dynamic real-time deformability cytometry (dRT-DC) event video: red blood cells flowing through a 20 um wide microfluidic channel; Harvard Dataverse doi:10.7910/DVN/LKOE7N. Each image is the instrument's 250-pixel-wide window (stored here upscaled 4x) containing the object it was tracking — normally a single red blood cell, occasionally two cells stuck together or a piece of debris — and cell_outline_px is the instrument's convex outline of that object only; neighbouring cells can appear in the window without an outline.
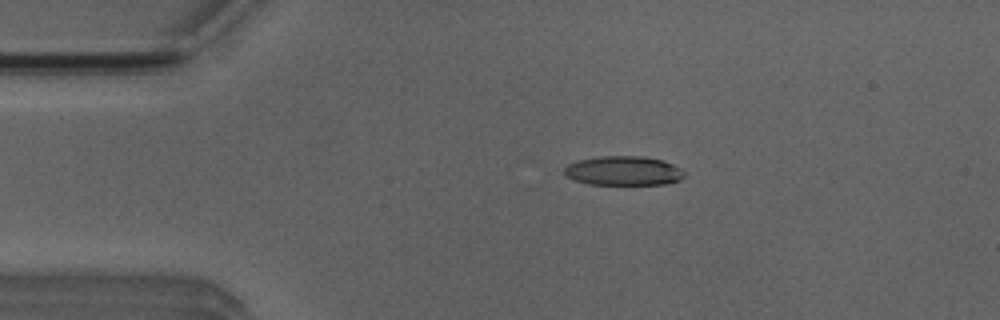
{"species": "Egyptian fruit bat (a non-hibernating species)", "species_latin": "Rousettus aegyptiacus", "temperature_condition": "room temperature", "stored_images_in_passage": 51, "camera_frame_rate_fps": 3000, "um_per_image_px": 0.085, "animal": {"sex": "male"}, "frame": {"image": 1, "passage_image": 10, "time_ms": 3.0, "image_size_px": [1000, 320], "cell_outline_px": [[684, 176], [680, 180], [664, 184], [588, 184], [572, 180], [564, 172], [564, 168], [568, 164], [576, 160], [600, 156], [640, 156], [664, 160], [680, 168], [684, 172]], "centroid_in_image_um": [52.97, 14.51], "position_along_channel_um": 32.0, "area_um2": 20.52}}
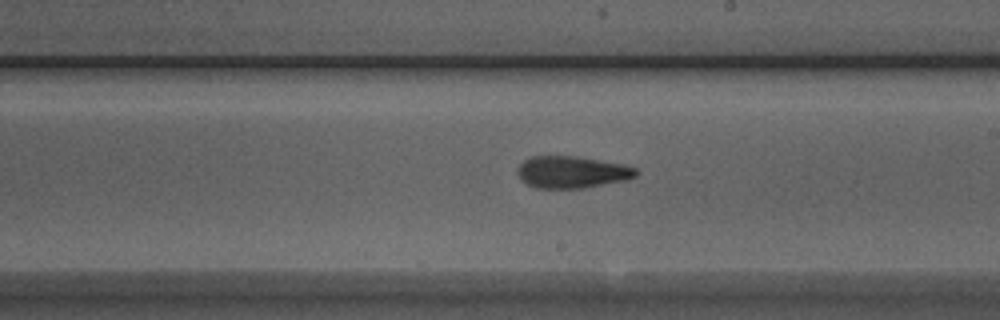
{"frame": {"image": 2, "passage_image": 29, "time_ms": 9.333, "image_size_px": [1000, 320], "cell_outline_px": [[636, 176], [628, 180], [584, 188], [536, 188], [528, 184], [516, 172], [516, 168], [524, 160], [532, 156], [576, 156], [624, 164], [636, 168]], "centroid_in_image_um": [48.63, 14.62], "position_along_channel_um": 240.4, "area_um2": 22.08}}
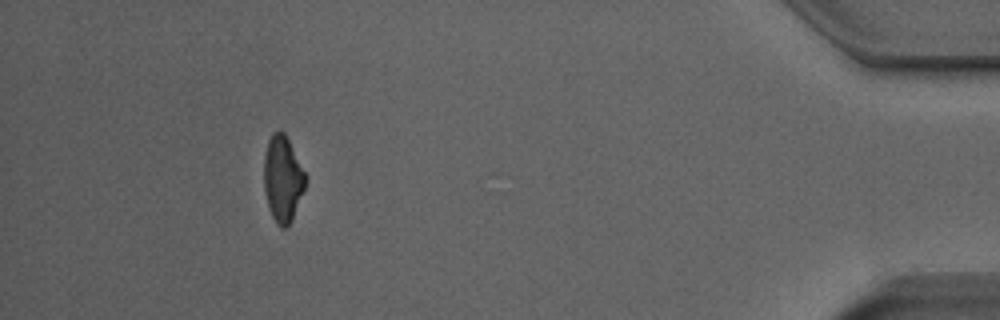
{"frame": {"image": 3, "passage_image": 47, "time_ms": 15.333, "image_size_px": [1000, 320], "cell_outline_px": [[308, 176], [304, 188], [292, 220], [284, 228], [280, 228], [276, 224], [268, 208], [264, 192], [264, 156], [268, 140], [272, 132], [280, 128], [284, 132]], "centroid_in_image_um": [24.02, 15.17], "position_along_channel_um": 411.2, "area_um2": 21.1}, "authors_computed_cell_mechanics": {"area_um2": 21.675, "velocity_mm_per_s": 3.9474, "shape_relaxation_time_tau1_ms": null, "shape_relaxation_time_tau2_ms": 2.3071, "deformation_change_tau1": null, "deformation_change_tau2": 0.1136}}